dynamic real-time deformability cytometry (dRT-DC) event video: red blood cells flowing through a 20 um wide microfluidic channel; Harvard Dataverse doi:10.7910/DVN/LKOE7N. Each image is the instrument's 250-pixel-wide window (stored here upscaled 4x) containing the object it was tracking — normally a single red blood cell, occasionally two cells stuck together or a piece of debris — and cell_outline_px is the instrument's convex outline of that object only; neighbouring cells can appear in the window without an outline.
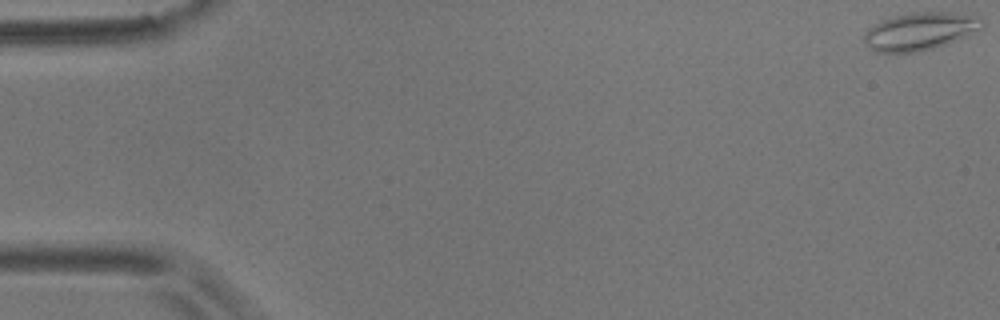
{"species": "common noctule bat (a hibernating species)", "species_latin": "Nyctalus noctula", "temperature_condition": "room temperature", "stored_images_in_passage": 15, "camera_frame_rate_fps": 3000, "um_per_image_px": 0.085, "animal": {"sex": "male", "body_mass_g": 17.9}, "frame": {"image": 1, "passage_image": 1, "time_ms": 0.0, "image_size_px": [1000, 320], "cell_outline_px": [[984, 28], [968, 36], [932, 48], [916, 52], [876, 52], [868, 48], [864, 44], [864, 32], [868, 28], [880, 20], [892, 16], [908, 12], [952, 12], [980, 16], [984, 20]], "centroid_in_image_um": [78.21, 2.64], "position_along_channel_um": 6.8, "area_um2": 26.36}}
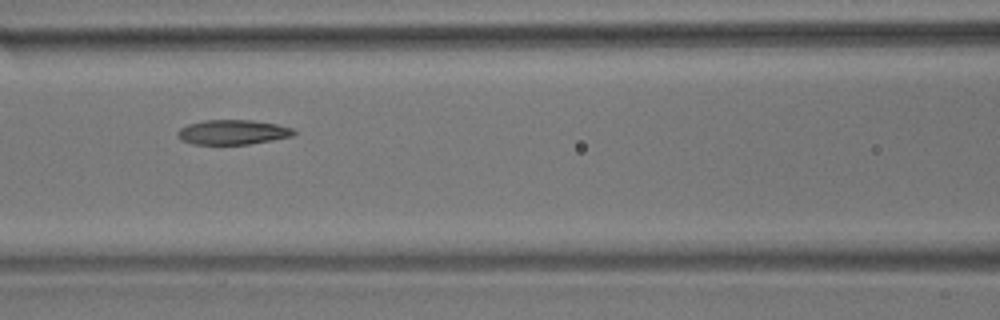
{"frame": {"image": 2, "passage_image": 7, "time_ms": 2.0, "image_size_px": [1000, 320], "cell_outline_px": [[296, 132], [292, 136], [272, 140], [248, 144], [192, 144], [180, 140], [176, 132], [180, 128], [188, 124], [204, 120], [252, 120], [276, 124], [292, 128]], "centroid_in_image_um": [19.75, 11.23], "position_along_channel_um": 146.9, "area_um2": 16.7}}
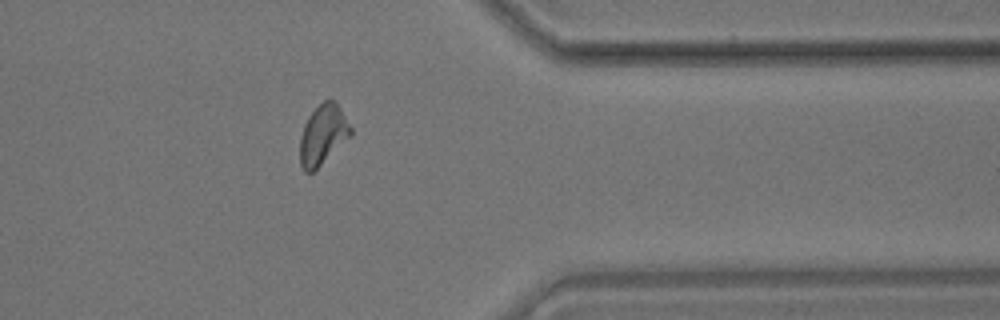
{"frame": {"image": 3, "passage_image": 13, "time_ms": 4.0, "image_size_px": [1000, 320], "cell_outline_px": [[352, 136], [312, 172], [304, 172], [300, 164], [300, 136], [304, 124], [308, 116], [324, 100], [336, 100], [352, 128]], "centroid_in_image_um": [27.46, 11.44], "position_along_channel_um": 383.9, "area_um2": 17.74}}